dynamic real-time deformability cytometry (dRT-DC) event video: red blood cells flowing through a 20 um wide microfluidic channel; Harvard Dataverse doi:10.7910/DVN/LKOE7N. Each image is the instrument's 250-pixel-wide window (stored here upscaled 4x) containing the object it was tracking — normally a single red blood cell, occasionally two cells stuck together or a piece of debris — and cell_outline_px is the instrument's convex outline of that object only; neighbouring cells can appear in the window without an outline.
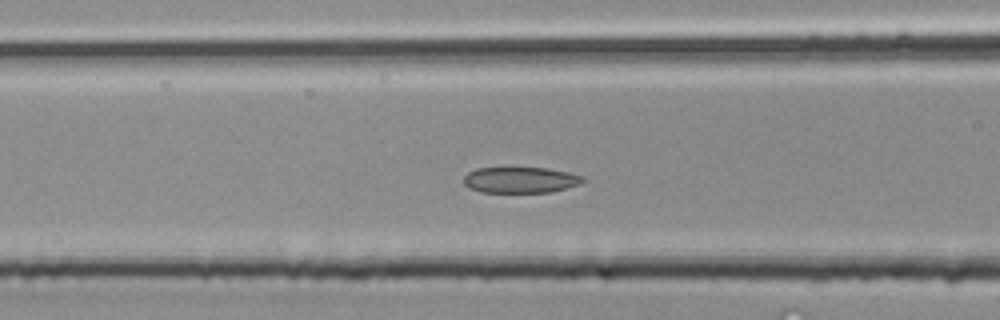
{"species": "common noctule bat (a hibernating species)", "species_latin": "Nyctalus noctula", "temperature_condition": "room temperature", "stored_images_in_passage": 29, "segment_of_instrument_passage": [2, 2], "camera_frame_rate_fps": 3000, "um_per_image_px": 0.085, "animal": {"sex": "male", "body_mass_g": 20.4}, "frame": {"image": 1, "passage_image": 12, "time_ms": 3.667, "image_size_px": [1000, 320], "cell_outline_px": [[584, 180], [580, 184], [552, 192], [480, 192], [468, 188], [464, 184], [464, 176], [468, 172], [476, 168], [548, 168], [568, 172], [584, 176]], "centroid_in_image_um": [44.23, 15.3], "position_along_channel_um": 122.4, "area_um2": 18.09}}
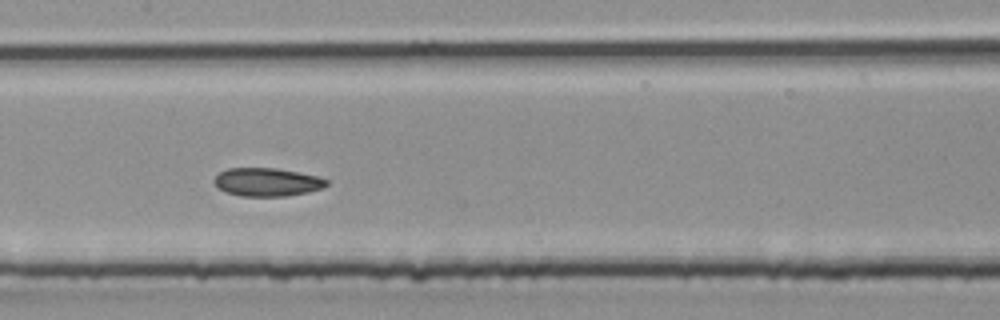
{"frame": {"image": 2, "passage_image": 15, "time_ms": 4.667, "image_size_px": [1000, 320], "cell_outline_px": [[328, 184], [324, 188], [308, 192], [284, 196], [240, 196], [224, 192], [216, 188], [212, 180], [220, 172], [228, 168], [276, 168], [316, 176], [328, 180]], "centroid_in_image_um": [22.65, 15.48], "position_along_channel_um": 184.7, "area_um2": 18.61}}
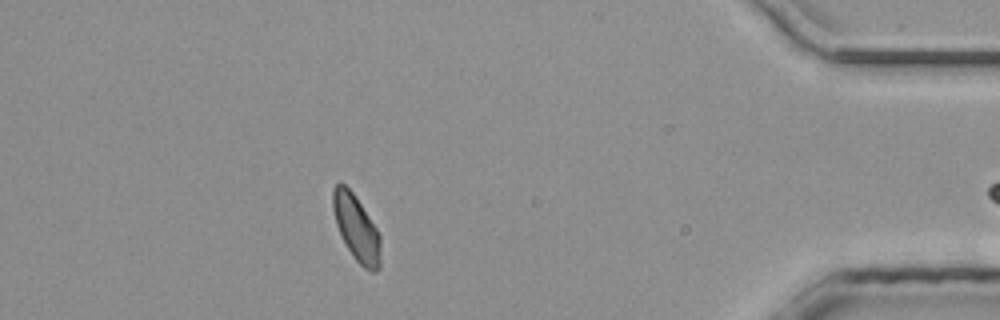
{"frame": {"image": 3, "passage_image": 28, "time_ms": 9.0, "image_size_px": [1000, 320], "cell_outline_px": [[380, 268], [376, 272], [372, 272], [364, 268], [352, 256], [340, 236], [336, 224], [332, 208], [332, 188], [336, 184], [344, 184], [352, 192], [376, 228], [380, 236]], "centroid_in_image_um": [30.27, 19.42], "position_along_channel_um": 404.9, "area_um2": 18.21}}